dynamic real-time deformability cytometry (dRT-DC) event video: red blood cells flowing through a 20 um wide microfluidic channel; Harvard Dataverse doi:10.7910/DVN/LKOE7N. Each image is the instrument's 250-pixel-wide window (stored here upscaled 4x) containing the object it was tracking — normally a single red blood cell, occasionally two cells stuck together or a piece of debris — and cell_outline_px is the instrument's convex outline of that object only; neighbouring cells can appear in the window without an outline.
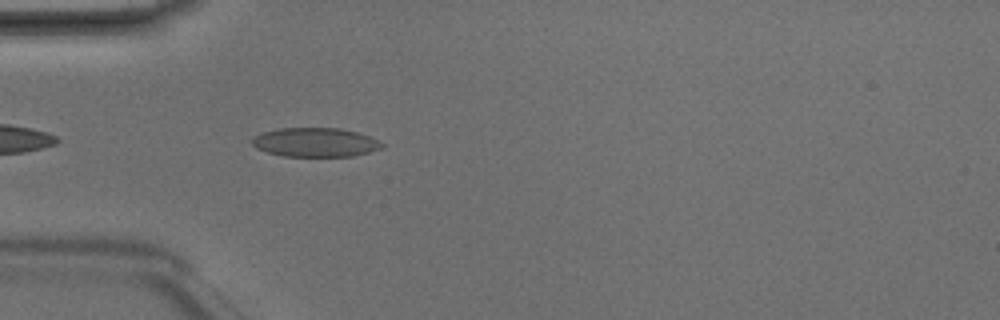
{"species": "Egyptian fruit bat (a non-hibernating species)", "species_latin": "Rousettus aegyptiacus", "temperature_condition": "room temperature", "stored_images_in_passage": 3, "camera_frame_rate_fps": 3000, "um_per_image_px": 0.085, "animal": {"sex": "male"}, "frame": {"image": 1, "passage_image": 3, "time_ms": 0.667, "image_size_px": [1000, 320], "cell_outline_px": [[384, 144], [380, 148], [368, 152], [352, 156], [284, 156], [268, 152], [256, 148], [252, 144], [252, 136], [264, 132], [280, 128], [340, 128], [356, 132], [368, 136]], "centroid_in_image_um": [26.76, 12.09], "position_along_channel_um": 58.2, "area_um2": 21.73}}